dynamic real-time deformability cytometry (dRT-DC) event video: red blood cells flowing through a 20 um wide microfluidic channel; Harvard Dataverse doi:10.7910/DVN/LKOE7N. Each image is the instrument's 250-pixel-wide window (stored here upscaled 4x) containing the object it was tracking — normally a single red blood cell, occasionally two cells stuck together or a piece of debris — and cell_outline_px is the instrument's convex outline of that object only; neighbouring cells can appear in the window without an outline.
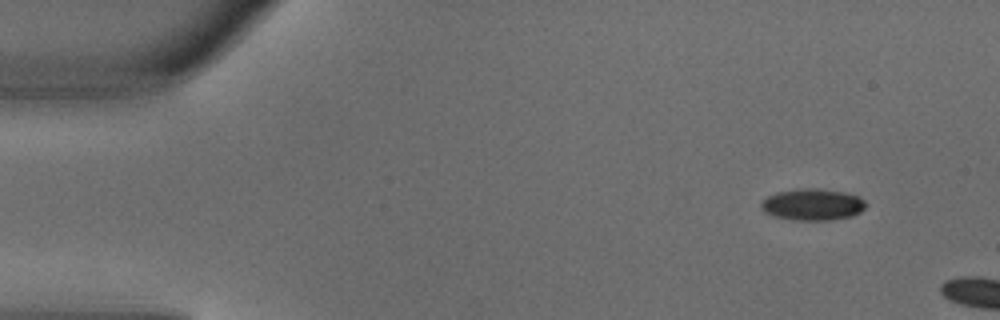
{"species": "common noctule bat (a hibernating species)", "species_latin": "Nyctalus noctula", "temperature_condition": "warm", "stored_images_in_passage": 3, "camera_frame_rate_fps": 3000, "um_per_image_px": 0.085, "animal": {"sex": "male", "body_mass_g": 18.8}, "frame": {"image": 1, "passage_image": 3, "time_ms": 0.667, "image_size_px": [1000, 320], "cell_outline_px": [[868, 204], [860, 212], [852, 216], [832, 220], [792, 220], [772, 216], [764, 212], [760, 208], [760, 204], [768, 196], [776, 192], [796, 188], [820, 188], [848, 192], [860, 196]], "centroid_in_image_um": [69.08, 17.37], "position_along_channel_um": 15.9, "area_um2": 19.77}}